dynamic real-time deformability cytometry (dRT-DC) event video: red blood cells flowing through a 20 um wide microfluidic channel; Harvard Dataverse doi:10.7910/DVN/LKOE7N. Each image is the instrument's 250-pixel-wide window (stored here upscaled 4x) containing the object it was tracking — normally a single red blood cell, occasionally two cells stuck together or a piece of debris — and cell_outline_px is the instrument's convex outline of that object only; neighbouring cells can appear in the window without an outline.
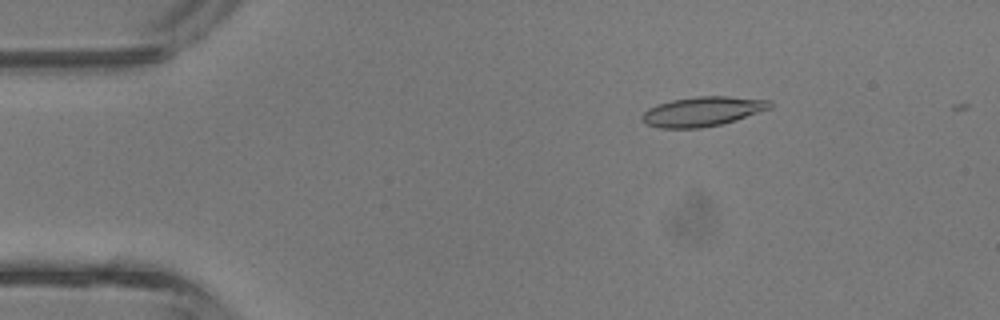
{"species": "common noctule bat (a hibernating species)", "species_latin": "Nyctalus noctula", "temperature_condition": "room temperature", "stored_images_in_passage": 8, "camera_frame_rate_fps": 3000, "um_per_image_px": 0.085, "animal": {"sex": "male", "body_mass_g": 13.3}, "frame": {"image": 1, "passage_image": 7, "time_ms": 2.0, "image_size_px": [1000, 320], "cell_outline_px": [[772, 108], [736, 120], [720, 124], [700, 128], [660, 128], [648, 124], [640, 116], [648, 108], [656, 104], [672, 100], [696, 96], [728, 96], [772, 100]], "centroid_in_image_um": [59.75, 9.46], "position_along_channel_um": 25.3, "area_um2": 22.08}}